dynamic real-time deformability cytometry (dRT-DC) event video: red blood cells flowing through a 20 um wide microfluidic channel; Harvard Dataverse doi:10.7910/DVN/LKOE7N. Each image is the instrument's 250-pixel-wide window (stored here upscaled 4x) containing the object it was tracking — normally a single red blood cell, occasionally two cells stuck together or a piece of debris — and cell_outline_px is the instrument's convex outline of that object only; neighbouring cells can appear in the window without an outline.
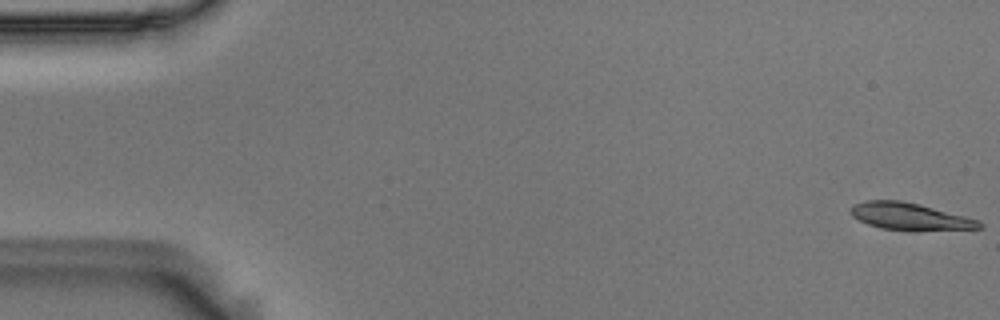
{"species": "Egyptian fruit bat (a non-hibernating species)", "species_latin": "Rousettus aegyptiacus", "temperature_condition": "room temperature", "stored_images_in_passage": 55, "camera_frame_rate_fps": 3000, "um_per_image_px": 0.085, "animal": {"sex": "male"}, "frame": {"image": 1, "passage_image": 1, "time_ms": 0.0, "image_size_px": [1000, 320], "cell_outline_px": [[984, 224], [980, 228], [880, 228], [868, 224], [852, 216], [848, 212], [848, 208], [852, 204], [864, 200], [900, 200], [920, 204], [980, 220]], "centroid_in_image_um": [77.22, 18.33], "position_along_channel_um": 7.8, "area_um2": 19.48}}
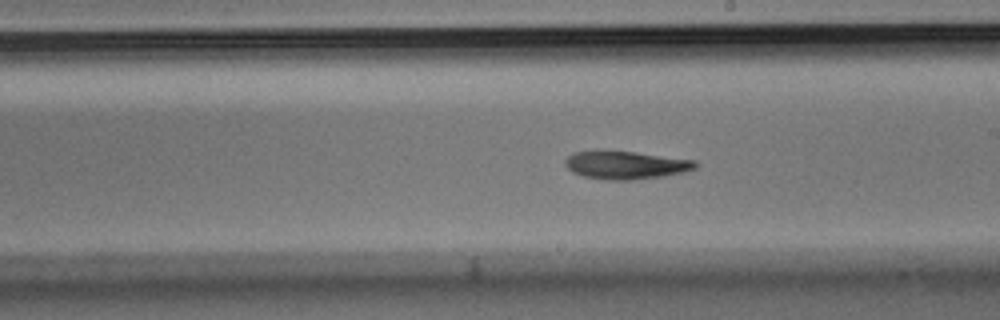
{"frame": {"image": 2, "passage_image": 31, "time_ms": 10.0, "image_size_px": [1000, 320], "cell_outline_px": [[700, 164], [696, 168], [684, 172], [664, 176], [632, 180], [608, 180], [584, 176], [572, 172], [564, 164], [564, 160], [572, 152], [600, 148], [636, 152], [696, 160]], "centroid_in_image_um": [53.16, 13.99], "position_along_channel_um": 235.8, "area_um2": 22.02}}
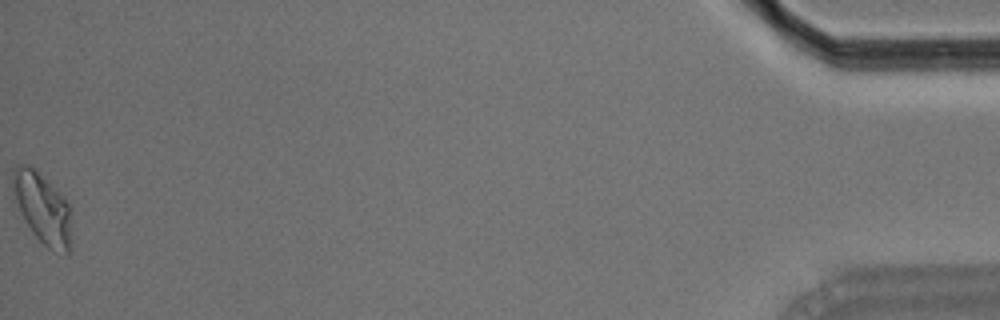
{"frame": {"image": 3, "passage_image": 55, "time_ms": 18.0, "image_size_px": [1000, 320], "cell_outline_px": [[72, 248], [68, 252], [64, 252], [48, 248], [32, 232], [16, 200], [12, 184], [12, 168], [20, 164], [28, 164], [64, 196], [68, 204], [72, 240]], "centroid_in_image_um": [3.64, 17.69], "position_along_channel_um": 431.6, "area_um2": 23.58}, "authors_computed_cell_mechanics": {"area_um2": 21.097, "velocity_mm_per_s": 3.6801, "shape_relaxation_time_tau1_ms": 10.2051, "shape_relaxation_time_tau2_ms": 8.4765, "deformation_change_tau1": 0.225, "deformation_change_tau2": 0.1643}}